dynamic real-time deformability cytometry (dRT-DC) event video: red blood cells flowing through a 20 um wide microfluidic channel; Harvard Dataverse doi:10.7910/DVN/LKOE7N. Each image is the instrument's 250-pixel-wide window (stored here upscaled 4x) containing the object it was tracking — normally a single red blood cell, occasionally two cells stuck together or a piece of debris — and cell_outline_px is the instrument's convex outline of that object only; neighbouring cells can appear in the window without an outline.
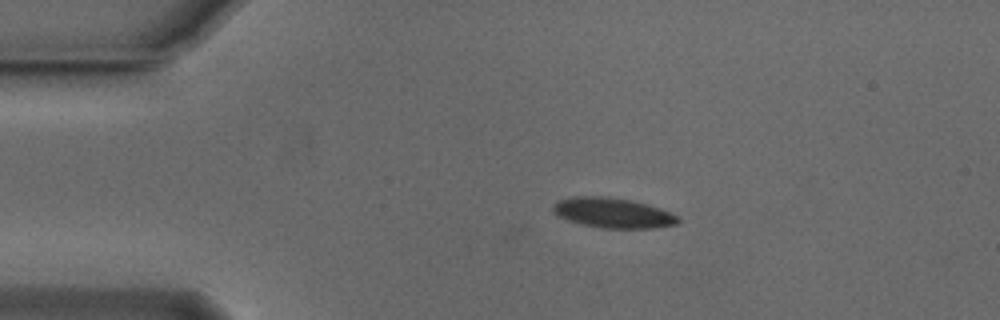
{"species": "Egyptian fruit bat (a non-hibernating species)", "species_latin": "Rousettus aegyptiacus", "temperature_condition": "cold", "stored_images_in_passage": 44, "camera_frame_rate_fps": 3000, "um_per_image_px": 0.085, "animal": {"sex": "male"}, "frame": {"image": 1, "passage_image": 1, "time_ms": 0.0, "image_size_px": [1000, 320], "cell_outline_px": [[680, 220], [676, 224], [652, 228], [600, 228], [580, 224], [556, 216], [552, 212], [552, 204], [560, 200], [572, 196], [608, 196], [632, 200], [660, 208], [676, 216]], "centroid_in_image_um": [52.02, 18.09], "position_along_channel_um": 33.0, "area_um2": 22.02}}
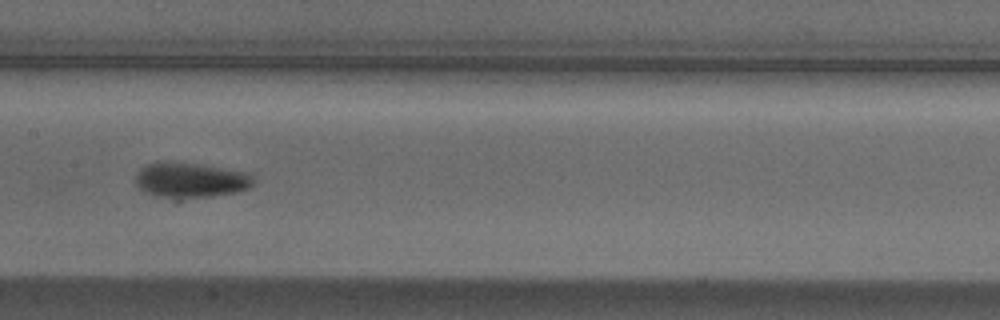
{"frame": {"image": 2, "passage_image": 17, "time_ms": 5.333, "image_size_px": [1000, 320], "cell_outline_px": [[252, 184], [248, 188], [236, 192], [176, 204], [144, 192], [136, 184], [136, 172], [140, 168], [156, 160], [196, 164], [248, 172], [252, 176]], "centroid_in_image_um": [16.11, 15.39], "position_along_channel_um": 191.3, "area_um2": 25.49}}
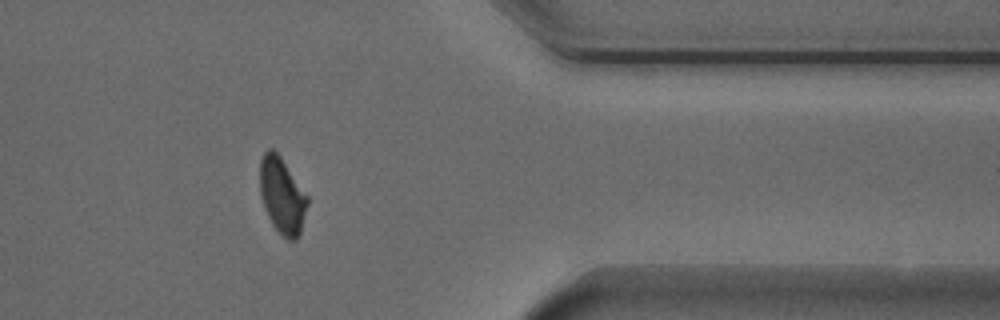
{"frame": {"image": 3, "passage_image": 34, "time_ms": 11.0, "image_size_px": [1000, 320], "cell_outline_px": [[308, 204], [300, 232], [296, 240], [288, 240], [272, 224], [264, 208], [260, 196], [260, 160], [264, 152], [268, 148], [272, 148], [280, 156], [308, 196]], "centroid_in_image_um": [23.97, 16.61], "position_along_channel_um": 387.4, "area_um2": 20.92}, "authors_computed_cell_mechanics": {"area_um2": 22.0218, "velocity_mm_per_s": 3.802, "shape_relaxation_time_tau1_ms": 2.4174, "shape_relaxation_time_tau2_ms": 4.8552, "deformation_change_tau1": 0.1051, "deformation_change_tau2": 0.0747}}